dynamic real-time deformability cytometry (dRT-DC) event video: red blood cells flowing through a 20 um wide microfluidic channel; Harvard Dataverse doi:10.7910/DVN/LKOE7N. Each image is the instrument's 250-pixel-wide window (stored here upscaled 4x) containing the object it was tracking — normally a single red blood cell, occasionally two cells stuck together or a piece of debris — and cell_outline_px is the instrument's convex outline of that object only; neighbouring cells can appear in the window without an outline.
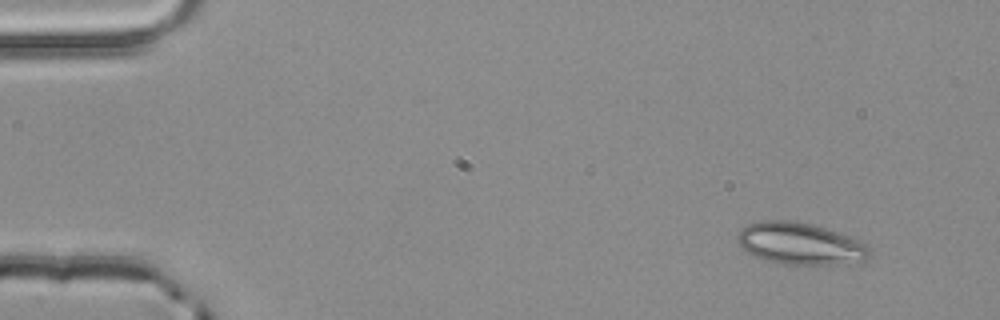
{"species": "common noctule bat (a hibernating species)", "species_latin": "Nyctalus noctula", "temperature_condition": "room temperature", "stored_images_in_passage": 3, "camera_frame_rate_fps": 3000, "um_per_image_px": 0.085, "animal": {"sex": "male", "body_mass_g": 20.4}, "frame": {"image": 1, "passage_image": 1, "time_ms": 0.0, "image_size_px": [1000, 320], "cell_outline_px": [[872, 256], [864, 260], [836, 264], [784, 264], [764, 260], [748, 252], [736, 240], [736, 236], [740, 228], [748, 224], [760, 220], [788, 220], [812, 224], [848, 236], [864, 244], [868, 248]], "centroid_in_image_um": [67.96, 20.7], "position_along_channel_um": 17.0, "area_um2": 31.91}}